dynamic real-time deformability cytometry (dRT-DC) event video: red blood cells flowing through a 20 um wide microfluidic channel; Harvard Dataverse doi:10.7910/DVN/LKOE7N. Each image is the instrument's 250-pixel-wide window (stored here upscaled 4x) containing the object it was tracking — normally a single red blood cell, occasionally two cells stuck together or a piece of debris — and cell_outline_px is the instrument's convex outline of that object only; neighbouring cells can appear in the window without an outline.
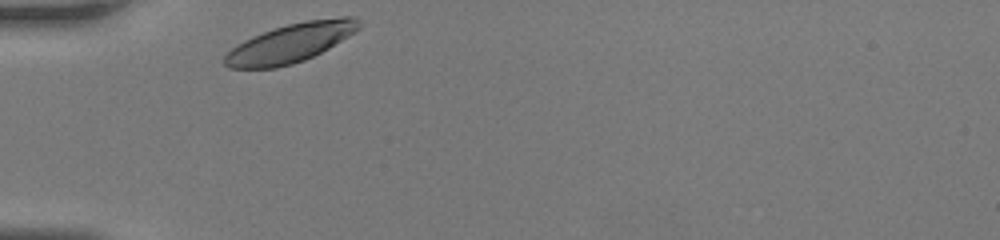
{"species": "human", "species_latin": "Homo sapiens", "temperature_condition": "room temperature", "stored_images_in_passage": 28, "camera_frame_rate_fps": 3000, "um_per_image_px": 0.085, "donor": {"sex": "female"}, "frame": {"image": 1, "passage_image": 1, "time_ms": 0.0, "image_size_px": [1000, 240], "cell_outline_px": [[360, 28], [328, 48], [304, 60], [292, 64], [276, 68], [228, 68], [224, 64], [224, 56], [236, 44], [252, 36], [272, 28], [288, 24], [308, 20], [340, 16], [356, 16], [360, 24]], "centroid_in_image_um": [24.67, 3.65], "position_along_channel_um": 60.3, "area_um2": 30.29}}
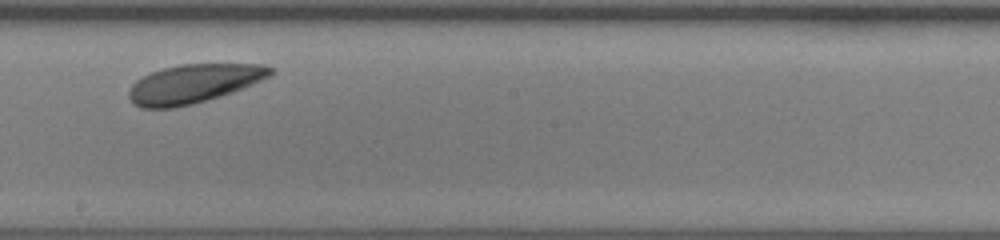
{"frame": {"image": 2, "passage_image": 16, "time_ms": 5.0, "image_size_px": [1000, 240], "cell_outline_px": [[276, 72], [272, 76], [244, 88], [232, 92], [192, 104], [172, 108], [140, 108], [132, 104], [128, 96], [128, 88], [136, 80], [152, 72], [164, 68], [180, 64], [264, 64], [276, 68]], "centroid_in_image_um": [16.49, 7.11], "position_along_channel_um": 231.7, "area_um2": 32.25}}
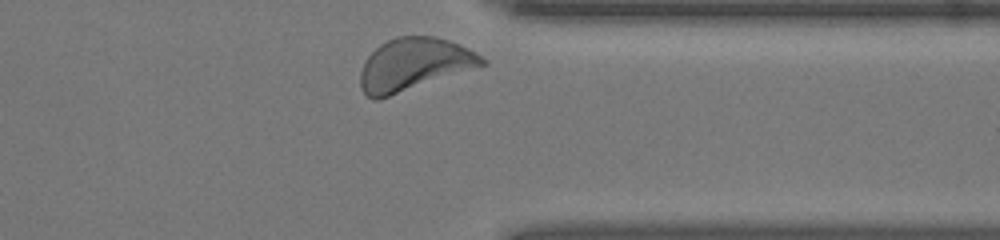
{"frame": {"image": 3, "passage_image": 28, "time_ms": 9.0, "image_size_px": [1000, 240], "cell_outline_px": [[488, 64], [376, 100], [372, 100], [360, 88], [360, 72], [368, 56], [380, 44], [396, 36], [436, 36], [448, 40], [468, 48], [488, 60]], "centroid_in_image_um": [35.19, 5.46], "position_along_channel_um": 376.2, "area_um2": 36.88}}